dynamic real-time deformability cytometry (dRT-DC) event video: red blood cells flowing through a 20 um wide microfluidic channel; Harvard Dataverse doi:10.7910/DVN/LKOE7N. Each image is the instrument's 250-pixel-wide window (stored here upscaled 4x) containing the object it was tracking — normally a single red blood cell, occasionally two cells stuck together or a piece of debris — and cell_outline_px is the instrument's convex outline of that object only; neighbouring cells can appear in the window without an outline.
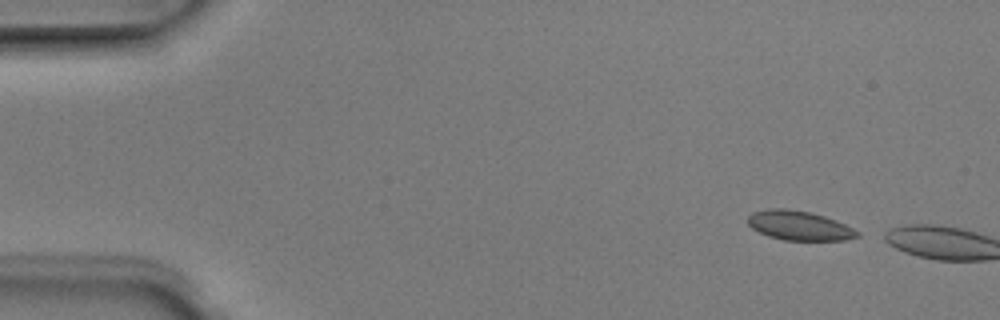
{"species": "Egyptian fruit bat (a non-hibernating species)", "species_latin": "Rousettus aegyptiacus", "temperature_condition": "room temperature", "stored_images_in_passage": 4, "camera_frame_rate_fps": 3000, "um_per_image_px": 0.085, "animal": {"sex": "male"}, "frame": {"image": 1, "passage_image": 1, "time_ms": 0.0, "image_size_px": [1000, 320], "cell_outline_px": [[860, 236], [844, 240], [784, 240], [768, 236], [752, 228], [748, 224], [748, 216], [752, 212], [768, 208], [784, 208], [812, 212], [836, 220], [860, 232]], "centroid_in_image_um": [67.92, 19.16], "position_along_channel_um": 17.1, "area_um2": 18.79}}